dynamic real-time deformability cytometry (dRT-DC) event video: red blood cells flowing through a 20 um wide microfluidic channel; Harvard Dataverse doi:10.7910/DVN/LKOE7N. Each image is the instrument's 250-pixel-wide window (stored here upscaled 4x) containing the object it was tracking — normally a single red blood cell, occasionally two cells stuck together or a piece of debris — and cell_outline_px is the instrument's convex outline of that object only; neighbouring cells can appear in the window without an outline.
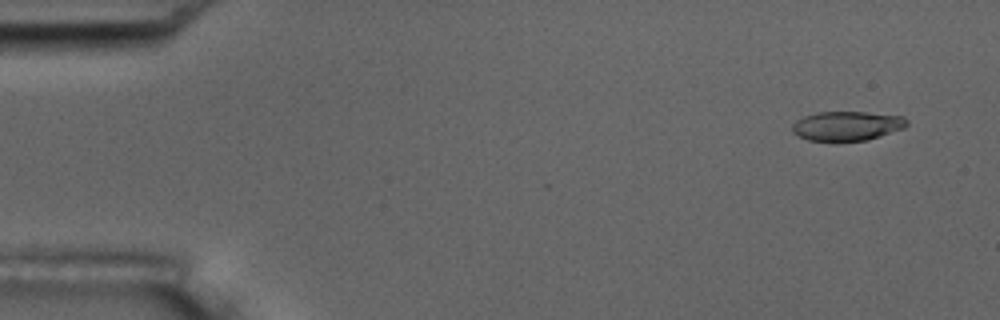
{"species": "common noctule bat (a hibernating species)", "species_latin": "Nyctalus noctula", "temperature_condition": "room temperature", "stored_images_in_passage": 10, "camera_frame_rate_fps": 3000, "um_per_image_px": 0.085, "animal": {"sex": "male", "body_mass_g": 17.5, "forearm_length_mm": 52.3}, "frame": {"image": 1, "passage_image": 1, "time_ms": 0.0, "image_size_px": [1000, 320], "cell_outline_px": [[908, 124], [904, 128], [868, 140], [808, 140], [792, 132], [792, 124], [796, 120], [804, 116], [816, 112], [864, 112], [904, 116], [908, 120]], "centroid_in_image_um": [72.01, 10.68], "position_along_channel_um": 13.0, "area_um2": 19.48}}